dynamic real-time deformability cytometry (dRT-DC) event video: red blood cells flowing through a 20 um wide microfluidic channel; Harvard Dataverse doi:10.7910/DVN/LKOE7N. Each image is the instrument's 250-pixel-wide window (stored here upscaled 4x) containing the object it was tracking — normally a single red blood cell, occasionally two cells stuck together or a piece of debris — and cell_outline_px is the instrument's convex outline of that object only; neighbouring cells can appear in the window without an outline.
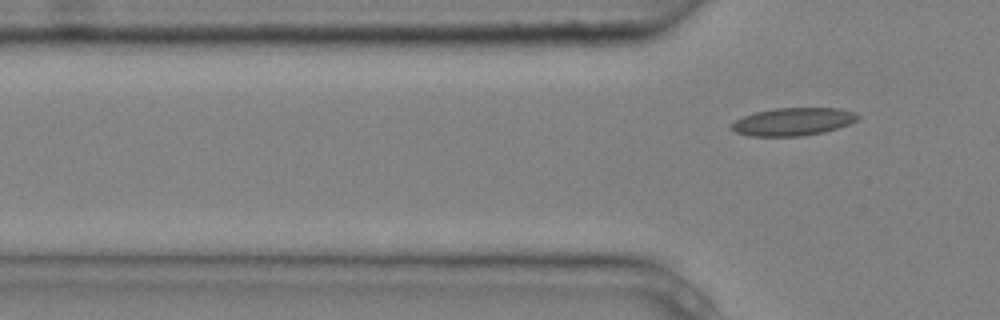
{"species": "common noctule bat (a hibernating species)", "species_latin": "Nyctalus noctula", "temperature_condition": "cold", "stored_images_in_passage": 7, "segment_of_instrument_passage": [2, 2], "camera_frame_rate_fps": 3000, "um_per_image_px": 0.085, "animal": {"sex": "male", "body_mass_g": 20.4}, "frame": {"image": 1, "passage_image": 7, "time_ms": 2.0, "image_size_px": [1000, 320], "cell_outline_px": [[860, 116], [856, 120], [848, 124], [824, 132], [804, 136], [748, 136], [736, 132], [732, 128], [732, 124], [736, 120], [744, 116], [756, 112], [776, 108], [840, 108], [856, 112]], "centroid_in_image_um": [67.44, 10.34], "position_along_channel_um": 58.4, "area_um2": 20.35}}